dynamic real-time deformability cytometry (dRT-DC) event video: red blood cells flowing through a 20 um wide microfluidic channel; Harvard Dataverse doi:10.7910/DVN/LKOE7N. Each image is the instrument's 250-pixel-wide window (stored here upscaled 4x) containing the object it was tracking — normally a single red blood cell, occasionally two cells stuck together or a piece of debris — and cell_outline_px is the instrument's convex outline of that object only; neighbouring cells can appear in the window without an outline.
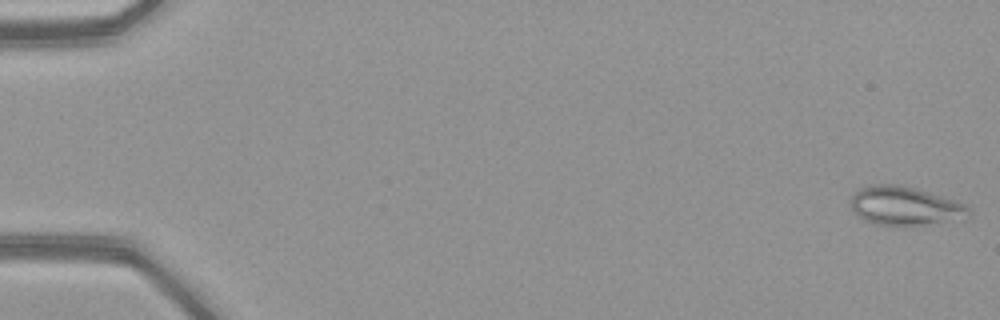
{"species": "common noctule bat (a hibernating species)", "species_latin": "Nyctalus noctula", "temperature_condition": "warm", "stored_images_in_passage": 51, "camera_frame_rate_fps": 3000, "um_per_image_px": 0.085, "animal": {"sex": "female", "body_mass_g": 21.9}, "frame": {"image": 1, "passage_image": 1, "time_ms": 0.0, "image_size_px": [1000, 320], "cell_outline_px": [[972, 216], [964, 220], [920, 224], [876, 224], [864, 220], [852, 208], [848, 200], [860, 188], [872, 184], [904, 184], [964, 204], [972, 208]], "centroid_in_image_um": [76.96, 17.49], "position_along_channel_um": 8.0, "area_um2": 26.59}}
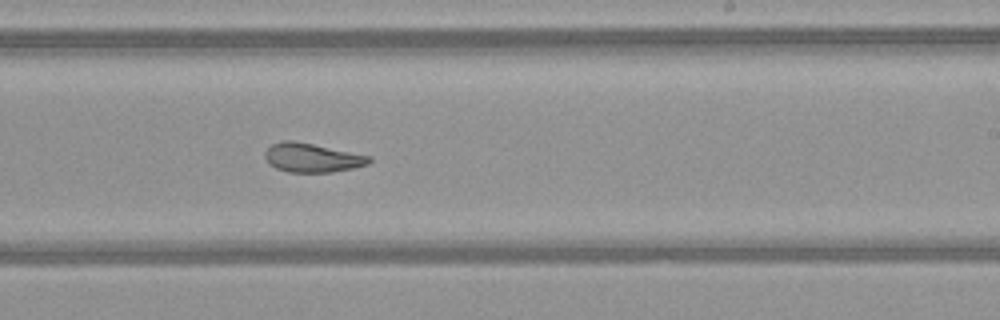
{"frame": {"image": 2, "passage_image": 32, "time_ms": 10.333, "image_size_px": [1000, 320], "cell_outline_px": [[372, 160], [368, 164], [352, 168], [332, 172], [288, 172], [276, 168], [268, 164], [264, 156], [264, 152], [272, 144], [284, 140], [292, 140], [372, 156]], "centroid_in_image_um": [26.51, 13.41], "position_along_channel_um": 262.5, "area_um2": 17.57}}
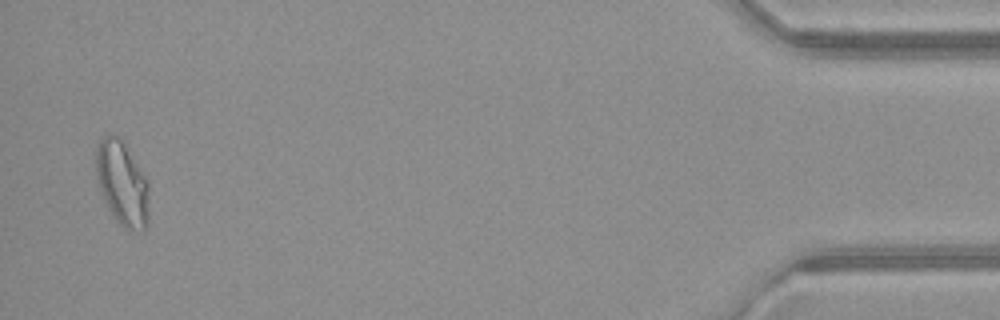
{"frame": {"image": 3, "passage_image": 50, "time_ms": 16.333, "image_size_px": [1000, 320], "cell_outline_px": [[148, 224], [140, 232], [128, 232], [116, 220], [104, 200], [100, 192], [96, 176], [96, 144], [104, 136], [116, 136], [124, 144], [148, 180]], "centroid_in_image_um": [10.38, 15.65], "position_along_channel_um": 424.8, "area_um2": 26.01}, "authors_computed_cell_mechanics": {"area_um2": 21.4438, "velocity_mm_per_s": 4.0916, "shape_relaxation_time_tau1_ms": null, "shape_relaxation_time_tau2_ms": 1.6653, "deformation_change_tau1": null, "deformation_change_tau2": 0.0822}}